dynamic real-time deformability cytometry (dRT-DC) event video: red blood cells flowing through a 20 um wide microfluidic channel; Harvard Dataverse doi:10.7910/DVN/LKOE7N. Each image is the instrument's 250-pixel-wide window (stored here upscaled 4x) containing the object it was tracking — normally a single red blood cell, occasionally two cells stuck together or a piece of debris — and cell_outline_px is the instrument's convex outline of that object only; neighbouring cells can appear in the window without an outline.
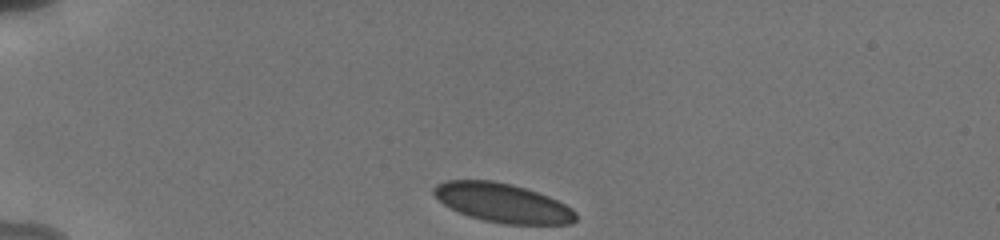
{"species": "human", "species_latin": "Homo sapiens", "temperature_condition": "cold", "stored_images_in_passage": 25, "camera_frame_rate_fps": 3000, "um_per_image_px": 0.085, "donor": {"sex": "male"}, "frame": {"image": 1, "passage_image": 1, "time_ms": 0.0, "image_size_px": [1000, 240], "cell_outline_px": [[576, 220], [572, 224], [504, 224], [484, 220], [468, 216], [444, 204], [432, 192], [432, 188], [436, 184], [444, 180], [492, 180], [512, 184], [548, 196], [572, 208], [576, 212]], "centroid_in_image_um": [42.72, 17.24], "position_along_channel_um": 42.3, "area_um2": 32.19}}
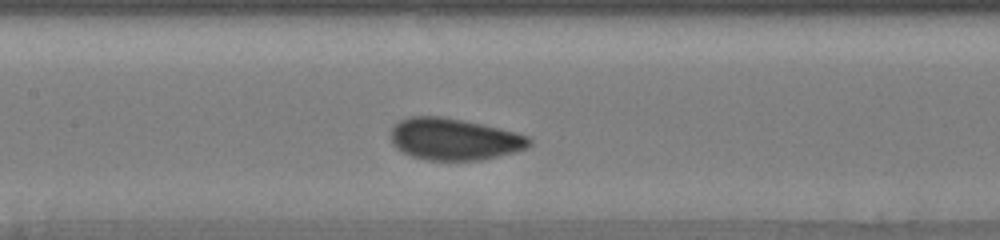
{"frame": {"image": 2, "passage_image": 10, "time_ms": 4.667, "image_size_px": [1000, 240], "cell_outline_px": [[532, 144], [524, 148], [512, 152], [496, 156], [476, 160], [424, 160], [400, 152], [392, 144], [392, 128], [400, 120], [412, 116], [440, 116], [480, 124], [516, 132], [528, 136], [532, 140]], "centroid_in_image_um": [38.56, 11.83], "position_along_channel_um": 168.8, "area_um2": 33.35}}
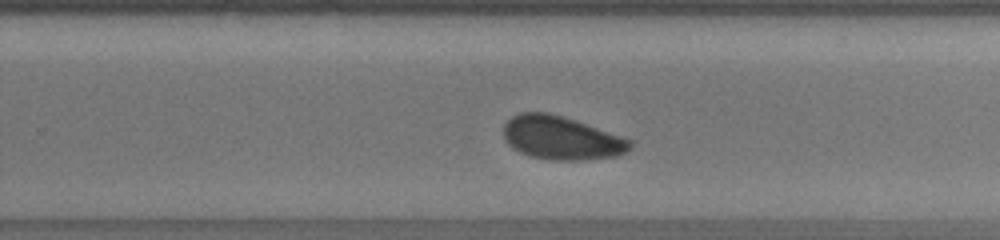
{"frame": {"image": 3, "passage_image": 16, "time_ms": 7.667, "image_size_px": [1000, 240], "cell_outline_px": [[632, 148], [616, 156], [588, 160], [552, 160], [532, 156], [520, 152], [512, 148], [504, 140], [504, 124], [512, 116], [520, 112], [548, 112], [564, 116], [576, 120], [632, 140]], "centroid_in_image_um": [47.71, 11.72], "position_along_channel_um": 282.1, "area_um2": 32.14}, "authors_computed_cell_mechanics": {"area_um2": 33.1194, "velocity_mm_per_s": 3.793, "shape_relaxation_time_tau1_ms": 3.7593, "shape_relaxation_time_tau2_ms": null, "deformation_change_tau1": 0.0744, "deformation_change_tau2": null}}